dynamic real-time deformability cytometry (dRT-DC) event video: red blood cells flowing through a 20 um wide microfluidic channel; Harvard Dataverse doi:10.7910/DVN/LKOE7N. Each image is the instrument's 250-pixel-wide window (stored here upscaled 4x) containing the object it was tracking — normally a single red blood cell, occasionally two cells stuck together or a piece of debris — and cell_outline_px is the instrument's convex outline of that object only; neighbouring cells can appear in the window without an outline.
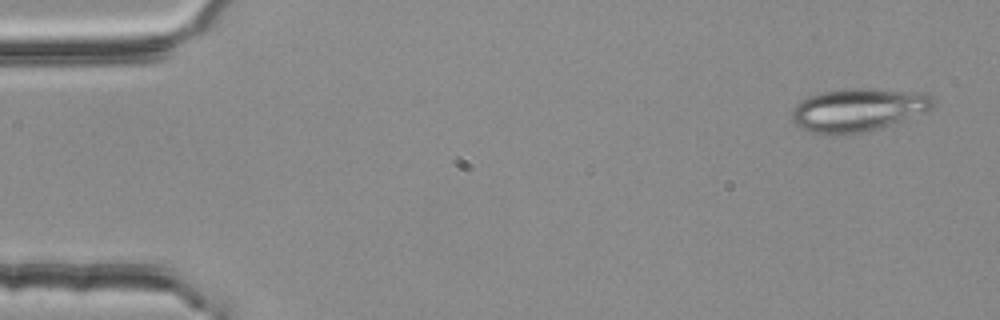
{"species": "common noctule bat (a hibernating species)", "species_latin": "Nyctalus noctula", "temperature_condition": "room temperature", "stored_images_in_passage": 5, "segment_of_instrument_passage": [2, 2], "camera_frame_rate_fps": 3000, "um_per_image_px": 0.085, "animal": {"sex": "female", "body_mass_g": 25.1}, "frame": {"image": 1, "passage_image": 5, "time_ms": 1.333, "image_size_px": [1000, 320], "cell_outline_px": [[936, 104], [932, 108], [904, 120], [864, 132], [808, 132], [800, 128], [792, 120], [792, 112], [796, 104], [800, 100], [808, 96], [824, 92], [844, 88], [872, 88], [928, 92], [932, 96]], "centroid_in_image_um": [72.98, 9.28], "position_along_channel_um": 12.0, "area_um2": 35.2}}